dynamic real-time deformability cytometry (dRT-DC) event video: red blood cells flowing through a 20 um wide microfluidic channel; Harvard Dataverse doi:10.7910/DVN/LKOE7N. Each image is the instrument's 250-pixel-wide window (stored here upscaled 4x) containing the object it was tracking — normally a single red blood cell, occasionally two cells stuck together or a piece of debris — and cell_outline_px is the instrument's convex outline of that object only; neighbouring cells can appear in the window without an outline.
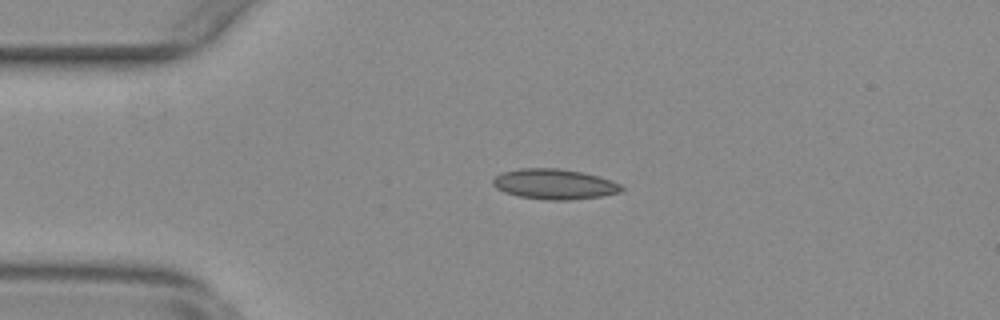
{"species": "common noctule bat (a hibernating species)", "species_latin": "Nyctalus noctula", "temperature_condition": "warm", "stored_images_in_passage": 15, "camera_frame_rate_fps": 3000, "um_per_image_px": 0.085, "animal": {"sex": "female", "body_mass_g": 29.2, "forearm_length_mm": 56.3}, "frame": {"image": 1, "passage_image": 2, "time_ms": 0.333, "image_size_px": [1000, 320], "cell_outline_px": [[624, 188], [620, 192], [600, 196], [568, 200], [548, 200], [520, 196], [504, 192], [496, 188], [492, 184], [492, 180], [500, 172], [520, 168], [560, 168], [580, 172], [612, 180], [620, 184]], "centroid_in_image_um": [47.09, 15.64], "position_along_channel_um": 37.9, "area_um2": 22.6}}
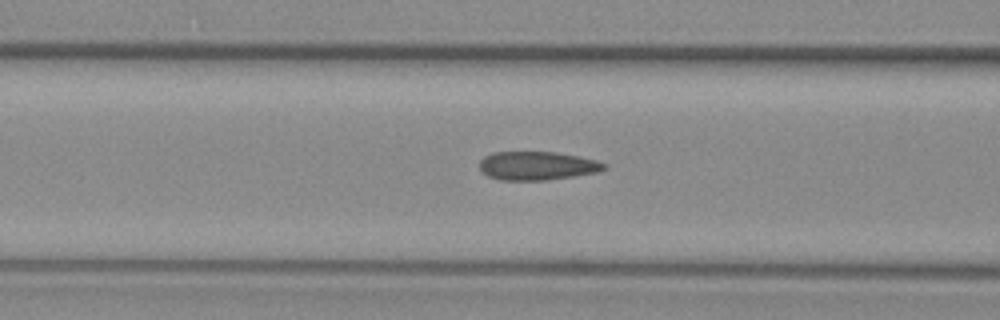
{"frame": {"image": 2, "passage_image": 11, "time_ms": 3.333, "image_size_px": [1000, 320], "cell_outline_px": [[608, 164], [604, 168], [596, 172], [572, 176], [544, 180], [500, 180], [488, 176], [480, 168], [480, 160], [484, 156], [492, 152], [556, 152], [596, 160]], "centroid_in_image_um": [45.62, 14.08], "position_along_channel_um": 121.0, "area_um2": 20.52}}
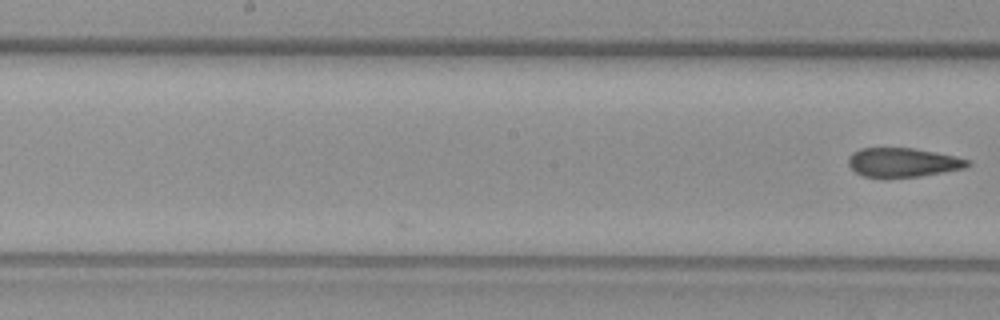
{"frame": {"image": 3, "passage_image": 15, "time_ms": 4.667, "image_size_px": [1000, 320], "cell_outline_px": [[972, 164], [964, 168], [920, 176], [864, 176], [856, 172], [848, 164], [848, 156], [852, 152], [860, 148], [912, 148], [956, 156], [968, 160]], "centroid_in_image_um": [76.74, 13.78], "position_along_channel_um": 171.5, "area_um2": 19.83}}